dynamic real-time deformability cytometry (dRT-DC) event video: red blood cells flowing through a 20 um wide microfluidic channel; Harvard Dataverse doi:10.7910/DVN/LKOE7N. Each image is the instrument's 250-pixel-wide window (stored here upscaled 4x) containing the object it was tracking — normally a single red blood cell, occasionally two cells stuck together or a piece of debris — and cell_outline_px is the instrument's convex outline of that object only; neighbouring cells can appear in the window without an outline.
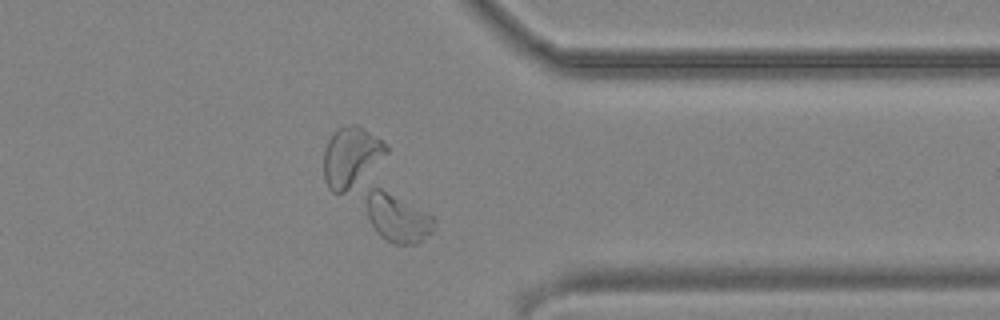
{"species": "common noctule bat (a hibernating species)", "species_latin": "Nyctalus noctula", "temperature_condition": "cold", "stored_images_in_passage": 49, "camera_frame_rate_fps": 3000, "um_per_image_px": 0.085, "animal": {"sex": "male", "body_mass_g": 19.2, "forearm_length_mm": 51.8}, "frame": {"image": 1, "passage_image": 39, "time_ms": 12.667, "image_size_px": [1000, 320], "cell_outline_px": [[436, 220], [432, 232], [416, 244], [396, 244], [380, 236], [376, 232], [368, 216], [368, 192], [372, 188], [380, 188], [428, 212]], "centroid_in_image_um": [33.84, 18.55], "position_along_channel_um": 377.6, "area_um2": 18.55}}